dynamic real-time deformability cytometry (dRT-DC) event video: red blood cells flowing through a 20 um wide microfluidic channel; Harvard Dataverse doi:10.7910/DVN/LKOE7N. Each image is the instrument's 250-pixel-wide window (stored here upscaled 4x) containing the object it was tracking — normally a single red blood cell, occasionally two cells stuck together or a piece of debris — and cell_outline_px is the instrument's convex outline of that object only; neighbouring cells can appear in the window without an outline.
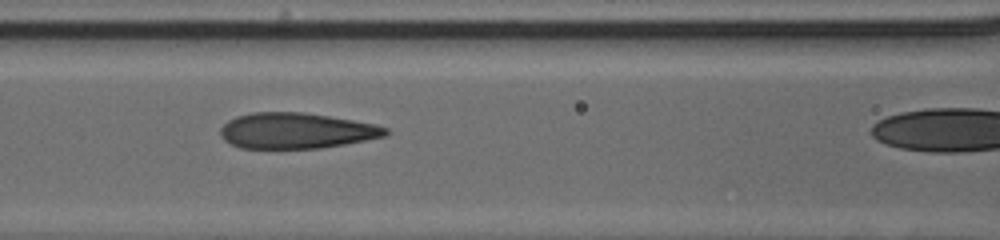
{"species": "human", "species_latin": "Homo sapiens", "temperature_condition": "cold", "stored_images_in_passage": 40, "camera_frame_rate_fps": 3000, "um_per_image_px": 0.085, "donor": {"sex": "male"}, "frame": {"image": 1, "passage_image": 21, "time_ms": 6.667, "image_size_px": [1000, 240], "cell_outline_px": [[388, 132], [384, 136], [344, 144], [320, 148], [240, 148], [224, 140], [220, 136], [220, 128], [228, 120], [236, 116], [252, 112], [304, 112], [376, 124], [388, 128]], "centroid_in_image_um": [25.14, 11.1], "position_along_channel_um": 141.5, "area_um2": 34.28}}
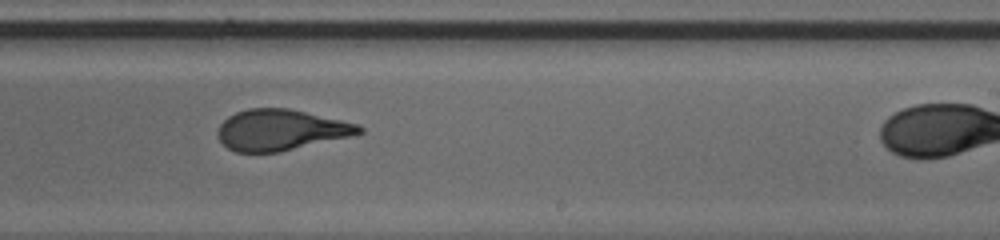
{"frame": {"image": 2, "passage_image": 30, "time_ms": 9.667, "image_size_px": [1000, 240], "cell_outline_px": [[364, 132], [352, 136], [280, 152], [236, 152], [228, 148], [220, 140], [216, 132], [220, 124], [228, 116], [236, 112], [248, 108], [288, 108], [340, 120], [356, 124], [364, 128]], "centroid_in_image_um": [23.85, 11.05], "position_along_channel_um": 265.2, "area_um2": 33.58}}
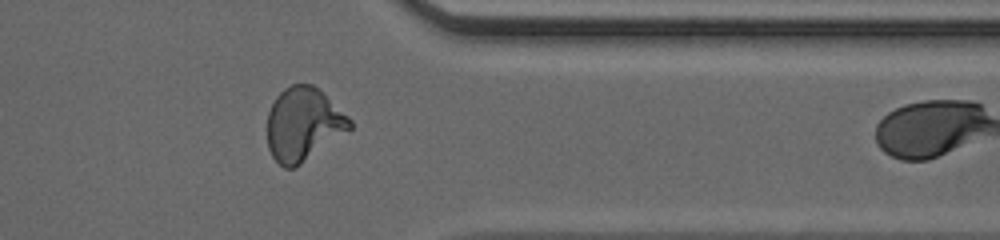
{"frame": {"image": 3, "passage_image": 39, "time_ms": 12.667, "image_size_px": [1000, 240], "cell_outline_px": [[352, 128], [296, 168], [284, 168], [272, 156], [268, 148], [268, 112], [276, 96], [284, 88], [292, 84], [312, 84], [348, 116], [352, 120]], "centroid_in_image_um": [25.77, 10.58], "position_along_channel_um": 385.6, "area_um2": 35.03}}